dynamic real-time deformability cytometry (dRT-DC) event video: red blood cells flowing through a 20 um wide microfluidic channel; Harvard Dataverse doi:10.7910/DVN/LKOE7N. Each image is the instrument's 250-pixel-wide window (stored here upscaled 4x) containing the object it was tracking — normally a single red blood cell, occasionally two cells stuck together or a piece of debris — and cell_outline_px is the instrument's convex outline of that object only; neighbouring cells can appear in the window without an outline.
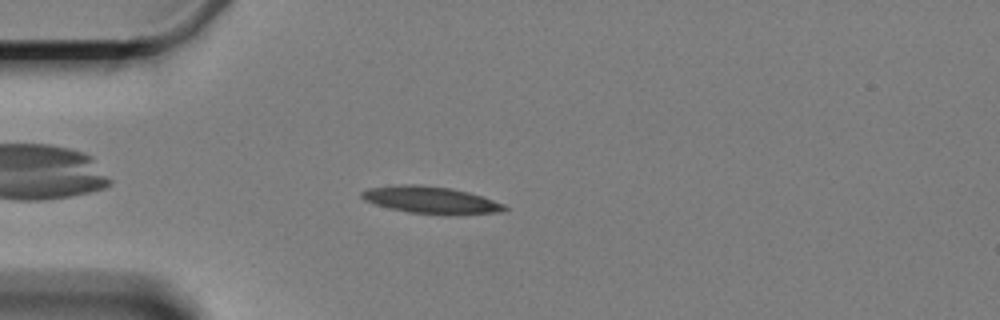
{"species": "Egyptian fruit bat (a non-hibernating species)", "species_latin": "Rousettus aegyptiacus", "temperature_condition": "cold", "stored_images_in_passage": 51, "camera_frame_rate_fps": 3000, "um_per_image_px": 0.085, "animal": {"sex": "female"}, "frame": {"image": 1, "passage_image": 7, "time_ms": 2.0, "image_size_px": [1000, 320], "cell_outline_px": [[508, 208], [500, 212], [448, 216], [444, 216], [408, 212], [388, 208], [364, 200], [360, 196], [360, 192], [368, 188], [396, 184], [416, 184], [452, 188], [468, 192], [504, 204]], "centroid_in_image_um": [36.59, 17.01], "position_along_channel_um": 48.4, "area_um2": 22.89}}
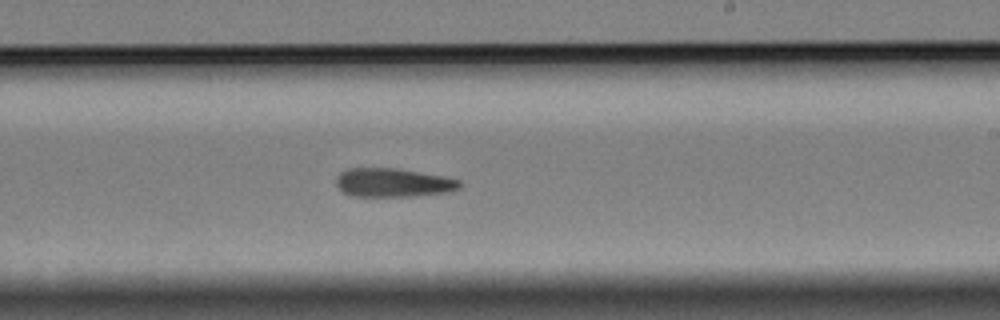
{"frame": {"image": 2, "passage_image": 27, "time_ms": 8.667, "image_size_px": [1000, 320], "cell_outline_px": [[460, 188], [452, 192], [412, 196], [352, 196], [344, 192], [336, 184], [336, 176], [340, 172], [348, 168], [396, 168], [440, 176], [460, 180]], "centroid_in_image_um": [33.4, 15.53], "position_along_channel_um": 255.6, "area_um2": 20.58}}
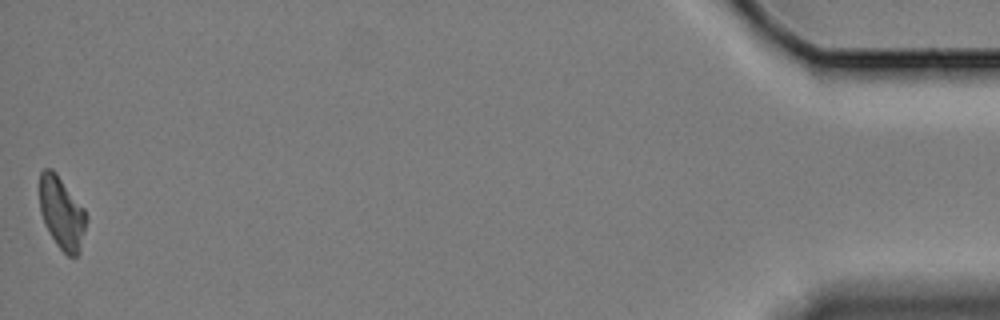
{"frame": {"image": 3, "passage_image": 51, "time_ms": 16.667, "image_size_px": [1000, 320], "cell_outline_px": [[88, 220], [80, 252], [76, 256], [68, 256], [56, 244], [44, 224], [40, 212], [40, 172], [44, 168], [52, 168], [56, 172], [84, 208], [88, 216]], "centroid_in_image_um": [5.27, 18.1], "position_along_channel_um": 429.9, "area_um2": 19.94}, "authors_computed_cell_mechanics": {"area_um2": 21.1548, "velocity_mm_per_s": 3.3163, "shape_relaxation_time_tau1_ms": 6.4541, "shape_relaxation_time_tau2_ms": null, "deformation_change_tau1": 0.1382, "deformation_change_tau2": null}}